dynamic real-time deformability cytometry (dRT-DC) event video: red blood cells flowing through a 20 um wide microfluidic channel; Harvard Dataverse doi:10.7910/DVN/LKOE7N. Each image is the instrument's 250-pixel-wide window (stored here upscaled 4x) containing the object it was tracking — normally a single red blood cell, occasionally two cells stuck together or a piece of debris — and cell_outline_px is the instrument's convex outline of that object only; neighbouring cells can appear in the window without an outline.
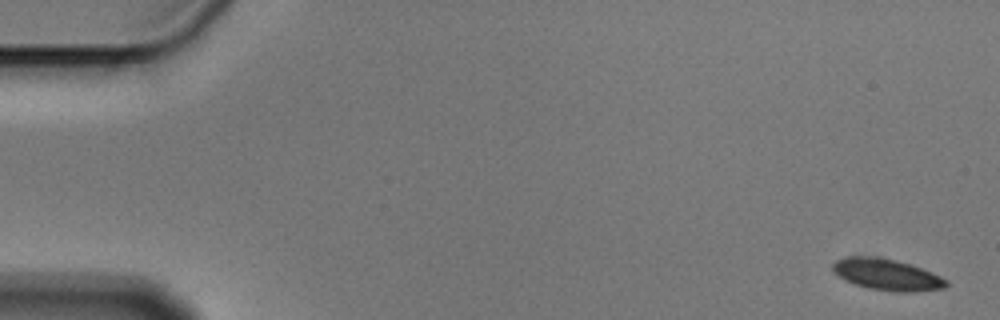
{"species": "Egyptian fruit bat (a non-hibernating species)", "species_latin": "Rousettus aegyptiacus", "temperature_condition": "cold", "stored_images_in_passage": 5, "camera_frame_rate_fps": 3000, "um_per_image_px": 0.085, "animal": {"sex": "male"}, "frame": {"image": 1, "passage_image": 1, "time_ms": 0.0, "image_size_px": [1000, 320], "cell_outline_px": [[948, 284], [944, 288], [916, 292], [896, 292], [868, 288], [844, 280], [836, 276], [832, 272], [832, 264], [836, 260], [848, 256], [876, 256], [896, 260], [932, 272], [948, 280]], "centroid_in_image_um": [75.35, 23.34], "position_along_channel_um": 9.6, "area_um2": 20.92}}
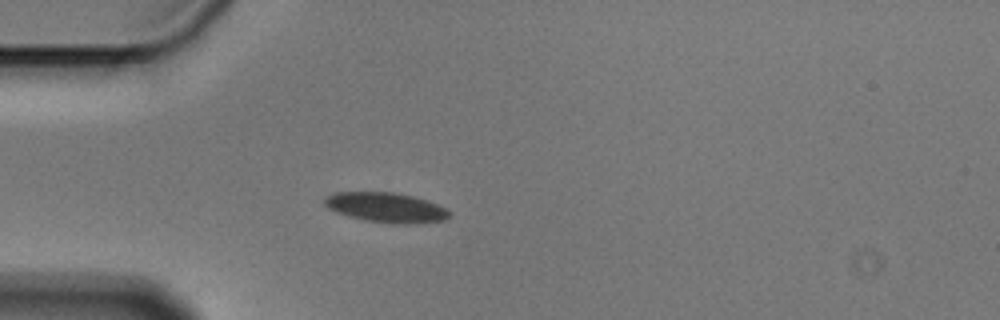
{"frame": {"image": 2, "passage_image": 5, "time_ms": 1.333, "image_size_px": [1000, 320], "cell_outline_px": [[452, 212], [444, 220], [408, 224], [392, 224], [364, 220], [348, 216], [336, 212], [328, 208], [324, 204], [324, 196], [336, 192], [392, 192], [412, 196], [448, 208]], "centroid_in_image_um": [32.79, 17.64], "position_along_channel_um": 52.2, "area_um2": 21.73}}